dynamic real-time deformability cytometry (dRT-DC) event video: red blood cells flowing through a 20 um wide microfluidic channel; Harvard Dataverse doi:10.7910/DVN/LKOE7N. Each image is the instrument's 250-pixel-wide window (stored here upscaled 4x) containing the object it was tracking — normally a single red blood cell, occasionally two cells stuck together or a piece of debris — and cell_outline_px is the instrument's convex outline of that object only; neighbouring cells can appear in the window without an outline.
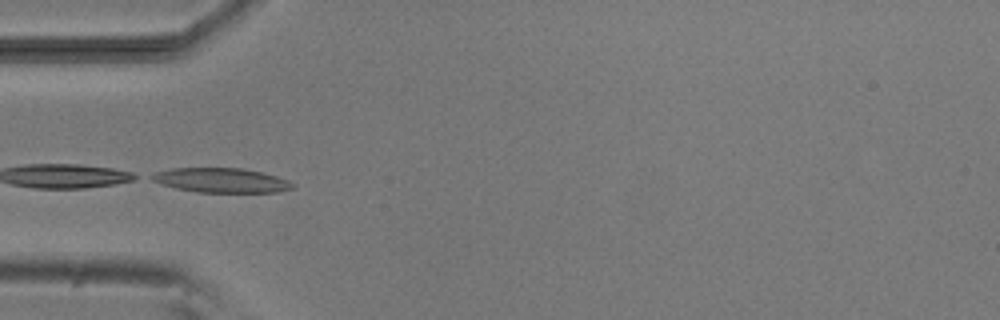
{"species": "common noctule bat (a hibernating species)", "species_latin": "Nyctalus noctula", "temperature_condition": "room temperature", "stored_images_in_passage": 6, "camera_frame_rate_fps": 3000, "um_per_image_px": 0.085, "animal": {"sex": "male", "body_mass_g": 20.5, "forearm_length_mm": 52.5}, "frame": {"image": 1, "passage_image": 3, "time_ms": 2.333, "image_size_px": [1000, 320], "cell_outline_px": [[296, 188], [280, 192], [196, 192], [176, 188], [152, 180], [148, 176], [156, 172], [172, 168], [240, 168], [260, 172], [276, 176], [288, 180], [296, 184]], "centroid_in_image_um": [18.85, 15.33], "position_along_channel_um": 66.1, "area_um2": 20.11}}
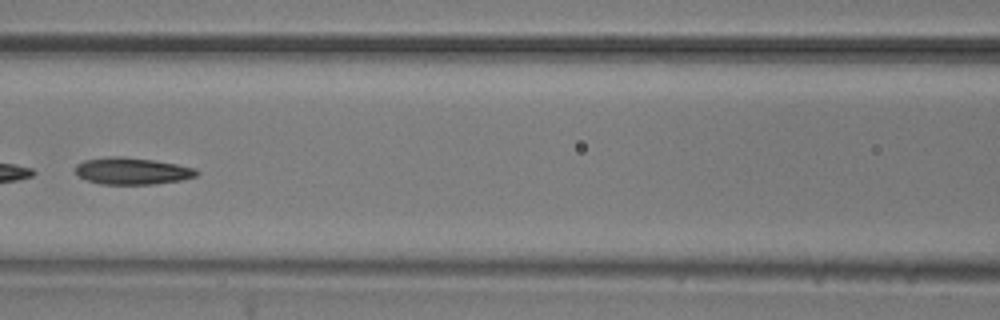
{"frame": {"image": 2, "passage_image": 5, "time_ms": 4.667, "image_size_px": [1000, 320], "cell_outline_px": [[200, 172], [196, 176], [180, 180], [156, 184], [100, 184], [88, 180], [80, 176], [76, 172], [76, 164], [84, 160], [112, 156], [120, 156], [152, 160], [176, 164], [196, 168]], "centroid_in_image_um": [11.25, 14.53], "position_along_channel_um": 155.4, "area_um2": 18.84}}
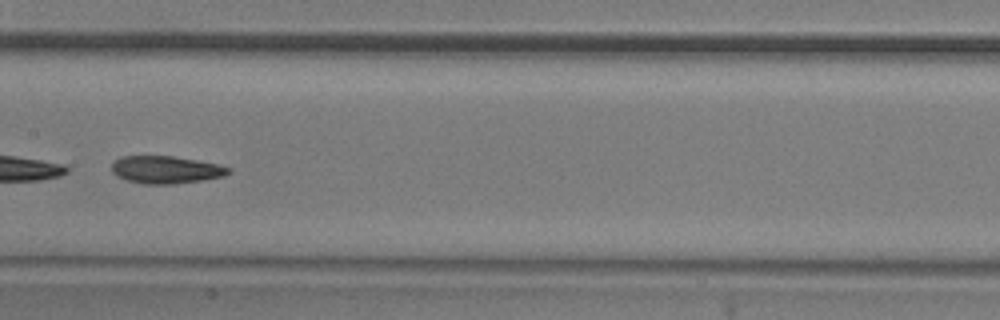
{"frame": {"image": 3, "passage_image": 6, "time_ms": 5.667, "image_size_px": [1000, 320], "cell_outline_px": [[232, 172], [224, 176], [176, 184], [144, 184], [128, 180], [116, 176], [112, 172], [112, 164], [120, 156], [172, 156], [196, 160], [216, 164], [232, 168]], "centroid_in_image_um": [14.1, 14.43], "position_along_channel_um": 193.3, "area_um2": 18.67}}